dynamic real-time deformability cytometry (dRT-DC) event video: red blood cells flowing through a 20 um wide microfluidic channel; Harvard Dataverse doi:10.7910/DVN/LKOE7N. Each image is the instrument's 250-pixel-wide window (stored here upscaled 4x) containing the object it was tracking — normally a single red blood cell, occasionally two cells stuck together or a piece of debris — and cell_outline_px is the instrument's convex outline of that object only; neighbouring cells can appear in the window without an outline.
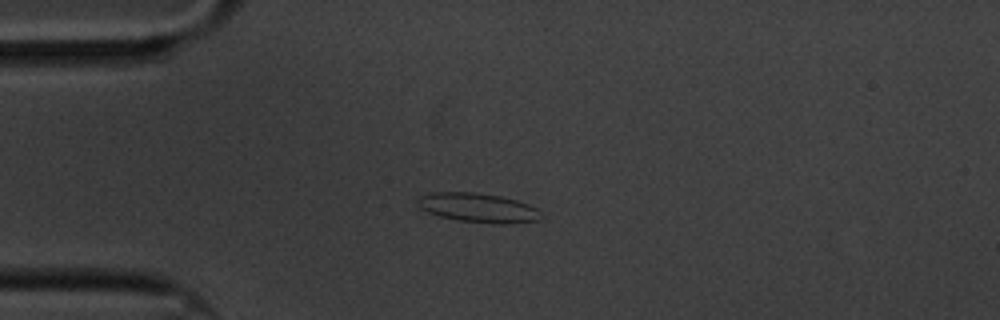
{"species": "common noctule bat (a hibernating species)", "species_latin": "Nyctalus noctula", "temperature_condition": "cold", "stored_images_in_passage": 46, "camera_frame_rate_fps": 3000, "um_per_image_px": 0.085, "animal": {"sex": "male", "body_mass_g": 20.1, "forearm_length_mm": 53.5}, "frame": {"image": 1, "passage_image": 1, "time_ms": 0.0, "image_size_px": [1000, 320], "cell_outline_px": [[540, 220], [504, 224], [460, 220], [440, 216], [428, 212], [420, 208], [416, 204], [416, 200], [420, 196], [432, 192], [476, 192], [500, 196], [516, 200], [528, 204], [536, 208]], "centroid_in_image_um": [40.58, 17.64], "position_along_channel_um": 44.4, "area_um2": 20.75}}
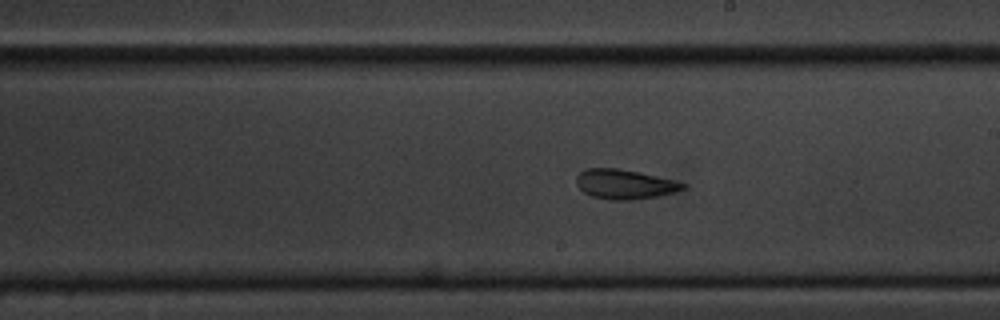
{"frame": {"image": 2, "passage_image": 20, "time_ms": 6.333, "image_size_px": [1000, 320], "cell_outline_px": [[688, 184], [684, 188], [676, 192], [656, 196], [632, 200], [608, 200], [592, 196], [584, 192], [576, 184], [576, 176], [580, 172], [588, 168], [616, 168], [676, 180]], "centroid_in_image_um": [53.1, 15.66], "position_along_channel_um": 235.9, "area_um2": 18.32}}
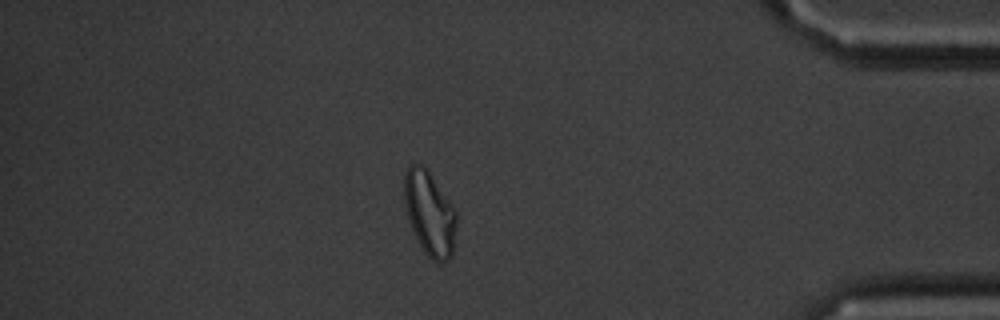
{"frame": {"image": 3, "passage_image": 38, "time_ms": 12.333, "image_size_px": [1000, 320], "cell_outline_px": [[456, 228], [452, 256], [448, 260], [440, 264], [432, 260], [424, 252], [408, 220], [404, 204], [404, 172], [408, 164], [420, 164], [428, 172], [456, 212]], "centroid_in_image_um": [36.49, 18.17], "position_along_channel_um": 398.7, "area_um2": 25.32}, "authors_computed_cell_mechanics": {"area_um2": 19.3052, "velocity_mm_per_s": 3.3045, "shape_relaxation_time_tau1_ms": 5.2184, "shape_relaxation_time_tau2_ms": 2.6467, "deformation_change_tau1": 0.1388, "deformation_change_tau2": 0.0837}}